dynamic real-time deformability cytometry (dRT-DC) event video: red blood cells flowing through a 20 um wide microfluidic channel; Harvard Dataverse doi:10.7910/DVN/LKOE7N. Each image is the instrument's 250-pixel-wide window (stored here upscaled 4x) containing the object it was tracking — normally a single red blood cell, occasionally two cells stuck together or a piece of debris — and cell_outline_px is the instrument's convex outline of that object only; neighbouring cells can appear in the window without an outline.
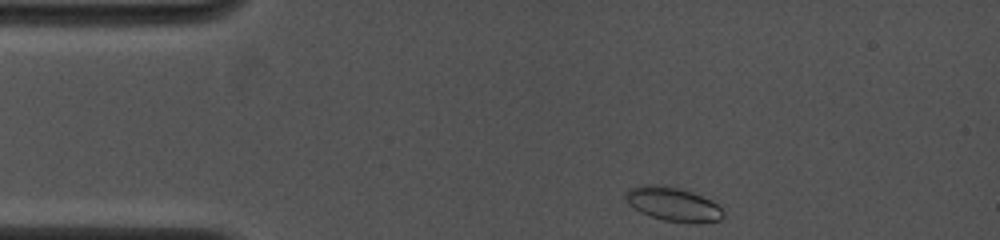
{"species": "common noctule bat (a hibernating species)", "species_latin": "Nyctalus noctula", "temperature_condition": "cold", "stored_images_in_passage": 36, "camera_frame_rate_fps": 4000, "um_per_image_px": 0.085, "animal": {"sex": "female", "body_mass_g": 19.0, "forearm_length_mm": 53.3}, "frame": {"image": 1, "passage_image": 1, "time_ms": 0.0, "image_size_px": [1000, 240], "cell_outline_px": [[724, 216], [720, 220], [696, 224], [692, 224], [664, 220], [640, 212], [628, 204], [624, 196], [624, 192], [628, 188], [644, 184], [664, 184], [684, 188], [712, 200], [724, 212]], "centroid_in_image_um": [57.2, 17.33], "position_along_channel_um": 27.8, "area_um2": 19.88}}
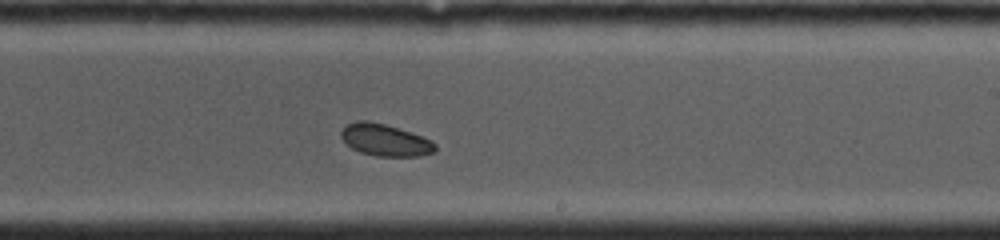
{"frame": {"image": 2, "passage_image": 22, "time_ms": 7.0, "image_size_px": [1000, 240], "cell_outline_px": [[436, 152], [420, 156], [376, 156], [360, 152], [352, 148], [340, 136], [340, 132], [348, 124], [356, 120], [364, 120], [384, 124], [432, 140], [436, 144]], "centroid_in_image_um": [32.74, 11.92], "position_along_channel_um": 256.3, "area_um2": 17.28}}
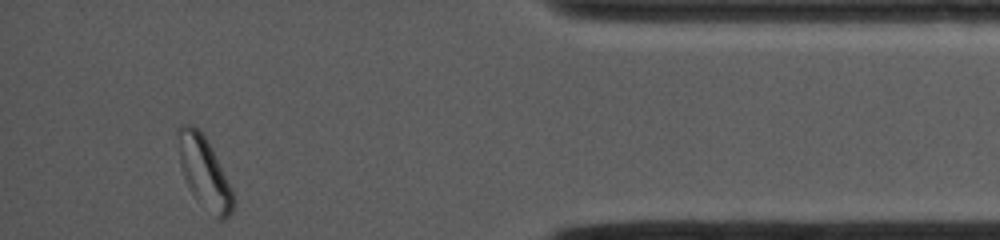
{"frame": {"image": 3, "passage_image": 36, "time_ms": 11.75, "image_size_px": [1000, 240], "cell_outline_px": [[236, 200], [232, 212], [224, 220], [220, 220], [192, 192], [184, 176], [180, 164], [176, 132], [176, 128], [180, 124], [192, 124], [204, 136], [212, 148]], "centroid_in_image_um": [17.34, 14.58], "position_along_channel_um": 417.9, "area_um2": 22.25}, "authors_computed_cell_mechanics": {"area_um2": 17.8313, "velocity_mm_per_s": 4.0169, "shape_relaxation_time_tau1_ms": 9.186, "shape_relaxation_time_tau2_ms": 10.9605, "deformation_change_tau1": 0.1049, "deformation_change_tau2": 0.1129}}